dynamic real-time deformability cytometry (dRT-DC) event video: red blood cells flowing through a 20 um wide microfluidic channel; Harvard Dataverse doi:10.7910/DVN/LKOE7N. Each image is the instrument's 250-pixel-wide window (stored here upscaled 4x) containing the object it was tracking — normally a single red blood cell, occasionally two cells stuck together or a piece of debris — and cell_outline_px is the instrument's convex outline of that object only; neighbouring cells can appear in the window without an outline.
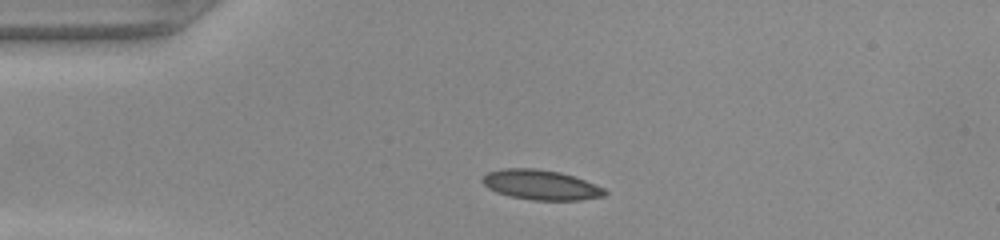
{"species": "common noctule bat (a hibernating species)", "species_latin": "Nyctalus noctula", "temperature_condition": "warm", "stored_images_in_passage": 38, "camera_frame_rate_fps": 3000, "um_per_image_px": 0.085, "animal": {"sex": "female", "body_mass_g": 22.0, "forearm_length_mm": 56.7}, "frame": {"image": 1, "passage_image": 6, "time_ms": 1.667, "image_size_px": [1000, 240], "cell_outline_px": [[608, 192], [604, 196], [580, 200], [532, 200], [512, 196], [496, 192], [488, 188], [480, 180], [488, 172], [504, 168], [536, 168], [560, 172], [596, 184], [604, 188]], "centroid_in_image_um": [45.98, 15.71], "position_along_channel_um": 39.0, "area_um2": 21.27}}
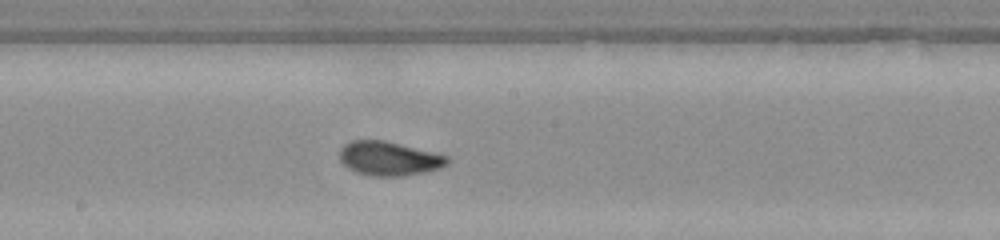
{"frame": {"image": 2, "passage_image": 21, "time_ms": 6.667, "image_size_px": [1000, 240], "cell_outline_px": [[452, 160], [448, 164], [440, 168], [424, 172], [400, 176], [372, 176], [356, 172], [348, 168], [340, 160], [340, 148], [344, 144], [352, 140], [384, 140], [448, 156]], "centroid_in_image_um": [33.07, 13.47], "position_along_channel_um": 215.1, "area_um2": 21.33}}
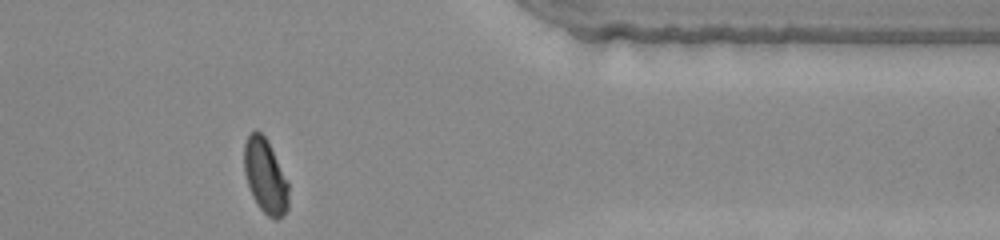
{"frame": {"image": 3, "passage_image": 35, "time_ms": 11.333, "image_size_px": [1000, 240], "cell_outline_px": [[288, 208], [284, 216], [280, 220], [272, 220], [260, 208], [252, 196], [244, 172], [244, 144], [248, 136], [256, 128], [268, 140], [288, 180]], "centroid_in_image_um": [22.57, 14.99], "position_along_channel_um": 388.8, "area_um2": 19.59}}